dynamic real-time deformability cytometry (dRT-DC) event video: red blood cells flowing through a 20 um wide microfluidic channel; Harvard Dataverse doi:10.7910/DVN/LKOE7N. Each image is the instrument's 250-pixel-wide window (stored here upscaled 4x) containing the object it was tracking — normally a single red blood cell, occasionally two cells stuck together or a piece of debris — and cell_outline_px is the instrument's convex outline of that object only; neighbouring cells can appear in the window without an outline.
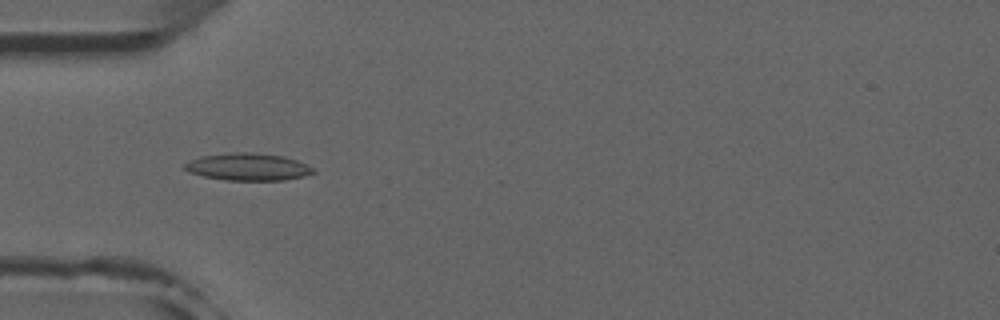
{"species": "common noctule bat (a hibernating species)", "species_latin": "Nyctalus noctula", "temperature_condition": "room temperature", "stored_images_in_passage": 52, "camera_frame_rate_fps": 3000, "um_per_image_px": 0.085, "animal": {"sex": "male", "forearm_length_mm": 52.5}, "frame": {"image": 1, "passage_image": 16, "time_ms": 5.0, "image_size_px": [1000, 320], "cell_outline_px": [[316, 172], [304, 176], [284, 180], [228, 180], [204, 176], [188, 172], [184, 168], [184, 164], [200, 156], [232, 152], [252, 152], [280, 156], [296, 160], [312, 168]], "centroid_in_image_um": [21.05, 14.18], "position_along_channel_um": 63.9, "area_um2": 20.17}, "authors_computed_cell_mechanics": {"area_um2": 18.2648, "velocity_mm_per_s": 3.9313, "shape_relaxation_time_tau1_ms": 11.134, "shape_relaxation_time_tau2_ms": 3.2559, "deformation_change_tau1": 0.2505, "deformation_change_tau2": 0.1048}}